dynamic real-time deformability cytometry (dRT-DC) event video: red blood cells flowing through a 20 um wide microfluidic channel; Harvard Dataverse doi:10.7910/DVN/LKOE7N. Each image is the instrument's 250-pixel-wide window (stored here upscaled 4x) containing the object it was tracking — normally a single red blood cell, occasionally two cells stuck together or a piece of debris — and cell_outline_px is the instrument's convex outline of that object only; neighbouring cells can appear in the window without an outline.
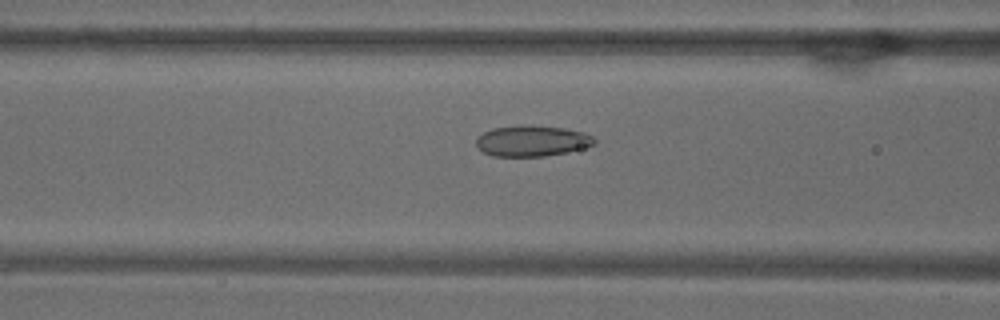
{"species": "common noctule bat (a hibernating species)", "species_latin": "Nyctalus noctula", "temperature_condition": "warm", "stored_images_in_passage": 53, "camera_frame_rate_fps": 3000, "um_per_image_px": 0.085, "animal": {"sex": "male", "body_mass_g": 18.8}, "frame": {"image": 1, "passage_image": 21, "time_ms": 6.667, "image_size_px": [1000, 320], "cell_outline_px": [[596, 144], [564, 152], [544, 156], [492, 156], [484, 152], [476, 144], [476, 136], [492, 128], [520, 124], [524, 124], [564, 128], [584, 132], [592, 136], [596, 140]], "centroid_in_image_um": [45.19, 11.95], "position_along_channel_um": 121.4, "area_um2": 21.27}}
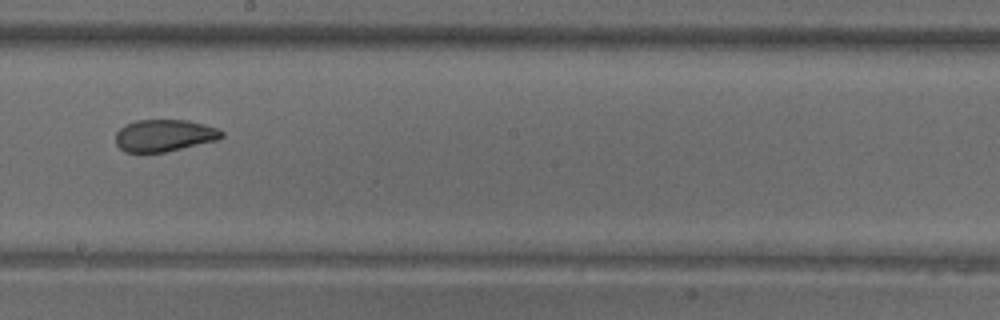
{"frame": {"image": 2, "passage_image": 30, "time_ms": 9.667, "image_size_px": [1000, 320], "cell_outline_px": [[224, 136], [216, 140], [164, 152], [124, 152], [116, 144], [116, 132], [124, 124], [136, 120], [188, 120], [220, 128], [224, 132]], "centroid_in_image_um": [13.96, 11.5], "position_along_channel_um": 234.2, "area_um2": 19.83}}
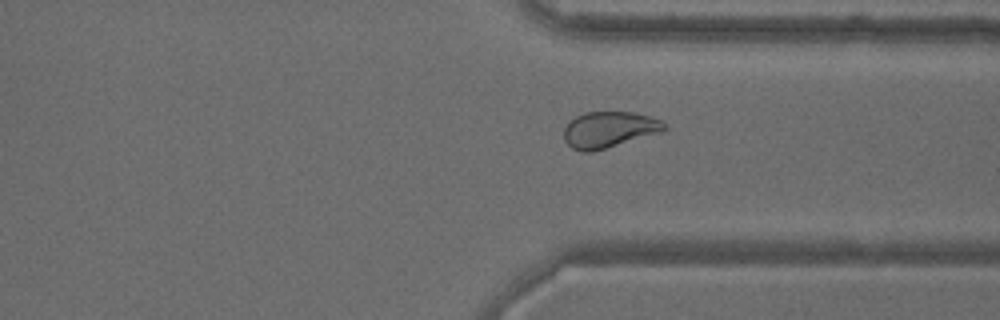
{"frame": {"image": 3, "passage_image": 40, "time_ms": 13.0, "image_size_px": [1000, 320], "cell_outline_px": [[668, 128], [660, 132], [592, 152], [580, 152], [572, 148], [564, 140], [564, 128], [568, 120], [584, 112], [636, 112], [652, 116], [668, 124]], "centroid_in_image_um": [51.76, 11.0], "position_along_channel_um": 359.6, "area_um2": 21.33}, "authors_computed_cell_mechanics": {"area_um2": 22.8888, "velocity_mm_per_s": 3.7629, "shape_relaxation_time_tau1_ms": 5.5827, "shape_relaxation_time_tau2_ms": 1.4374, "deformation_change_tau1": 0.1433, "deformation_change_tau2": 0.0651}}